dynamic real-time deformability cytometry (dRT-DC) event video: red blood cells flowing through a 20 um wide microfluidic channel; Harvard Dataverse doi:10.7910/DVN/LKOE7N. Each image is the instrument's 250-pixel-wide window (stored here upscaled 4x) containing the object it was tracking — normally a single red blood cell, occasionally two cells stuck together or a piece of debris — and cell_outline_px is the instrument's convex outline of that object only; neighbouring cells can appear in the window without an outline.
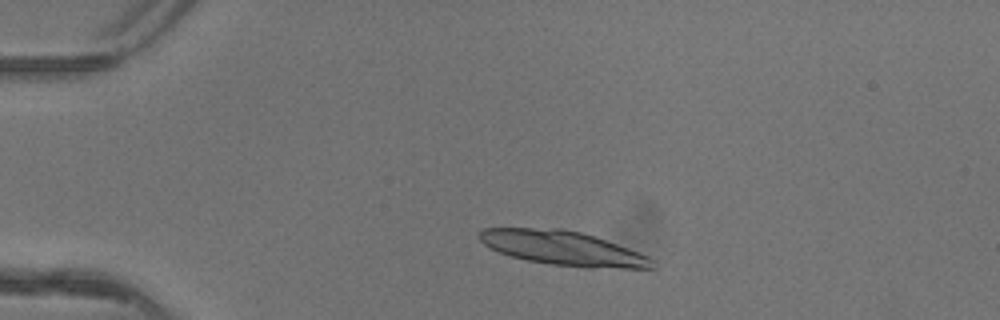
{"species": "common noctule bat (a hibernating species)", "species_latin": "Nyctalus noctula", "temperature_condition": "warm", "stored_images_in_passage": 4, "segment_of_instrument_passage": [1, 2], "camera_frame_rate_fps": 3000, "um_per_image_px": 0.085, "animal": {"sex": "female"}, "frame": {"image": 1, "passage_image": 2, "time_ms": 0.333, "image_size_px": [1000, 320], "cell_outline_px": [[656, 268], [584, 268], [552, 264], [528, 260], [512, 256], [500, 252], [484, 244], [480, 240], [480, 232], [484, 228], [560, 228], [580, 232], [628, 248], [648, 256], [656, 260]], "centroid_in_image_um": [47.9, 21.1], "position_along_channel_um": 37.1, "area_um2": 34.22}}